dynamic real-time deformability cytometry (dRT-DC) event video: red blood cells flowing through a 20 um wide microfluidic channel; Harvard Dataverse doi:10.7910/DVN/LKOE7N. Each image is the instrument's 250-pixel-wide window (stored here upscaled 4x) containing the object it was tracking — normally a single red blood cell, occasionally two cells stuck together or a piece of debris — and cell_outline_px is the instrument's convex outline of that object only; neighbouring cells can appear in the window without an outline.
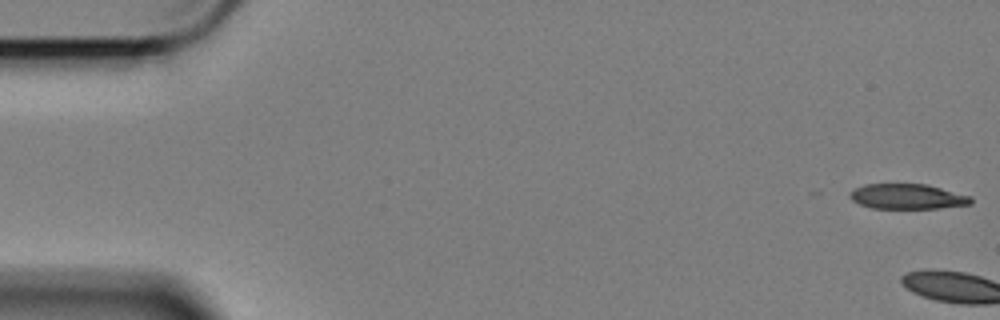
{"species": "Egyptian fruit bat (a non-hibernating species)", "species_latin": "Rousettus aegyptiacus", "temperature_condition": "cold", "stored_images_in_passage": 4, "camera_frame_rate_fps": 3000, "um_per_image_px": 0.085, "animal": {"sex": "female"}, "frame": {"image": 1, "passage_image": 1, "time_ms": 0.0, "image_size_px": [1000, 320], "cell_outline_px": [[972, 204], [940, 208], [872, 208], [860, 204], [852, 200], [848, 196], [848, 192], [852, 188], [864, 184], [928, 184], [972, 196]], "centroid_in_image_um": [77.11, 16.69], "position_along_channel_um": 7.9, "area_um2": 17.98}}